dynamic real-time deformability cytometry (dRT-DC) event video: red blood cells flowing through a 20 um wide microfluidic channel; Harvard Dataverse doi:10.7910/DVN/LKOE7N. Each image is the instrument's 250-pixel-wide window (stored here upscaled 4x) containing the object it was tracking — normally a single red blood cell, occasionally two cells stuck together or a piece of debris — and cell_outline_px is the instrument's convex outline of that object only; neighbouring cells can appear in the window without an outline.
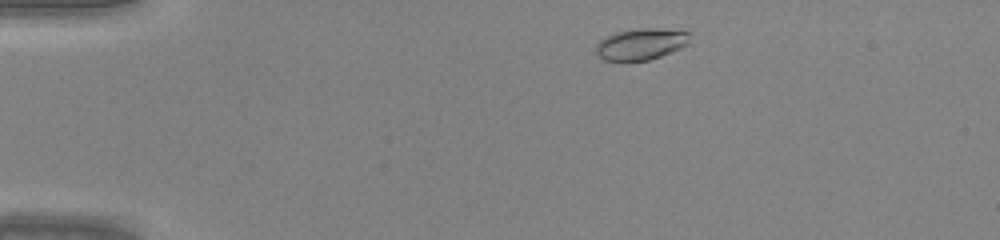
{"species": "common noctule bat (a hibernating species)", "species_latin": "Nyctalus noctula", "temperature_condition": "warm", "stored_images_in_passage": 40, "camera_frame_rate_fps": 3000, "um_per_image_px": 0.085, "animal": {"sex": "male", "body_mass_g": 20.0, "forearm_length_mm": 53.3}, "frame": {"image": 1, "passage_image": 3, "time_ms": 0.667, "image_size_px": [1000, 240], "cell_outline_px": [[688, 44], [680, 48], [660, 56], [648, 60], [628, 64], [604, 60], [596, 56], [596, 44], [600, 40], [616, 32], [636, 28], [656, 28], [688, 32]], "centroid_in_image_um": [54.4, 3.8], "position_along_channel_um": 30.6, "area_um2": 17.57}}
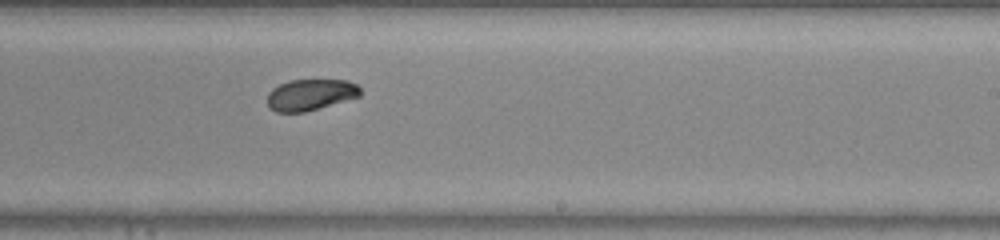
{"frame": {"image": 2, "passage_image": 23, "time_ms": 7.333, "image_size_px": [1000, 240], "cell_outline_px": [[360, 96], [304, 112], [276, 112], [268, 108], [268, 92], [272, 88], [280, 84], [292, 80], [348, 80], [356, 84], [360, 88]], "centroid_in_image_um": [26.36, 8.05], "position_along_channel_um": 262.6, "area_um2": 16.82}}
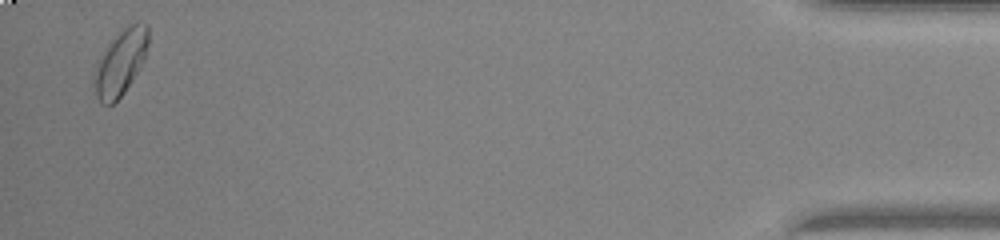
{"frame": {"image": 3, "passage_image": 39, "time_ms": 12.667, "image_size_px": [1000, 240], "cell_outline_px": [[148, 44], [144, 60], [140, 68], [124, 92], [112, 104], [100, 104], [96, 96], [92, 84], [92, 72], [96, 64], [108, 44], [124, 28], [136, 20], [148, 24]], "centroid_in_image_um": [10.22, 5.32], "position_along_channel_um": 425.0, "area_um2": 20.81}}